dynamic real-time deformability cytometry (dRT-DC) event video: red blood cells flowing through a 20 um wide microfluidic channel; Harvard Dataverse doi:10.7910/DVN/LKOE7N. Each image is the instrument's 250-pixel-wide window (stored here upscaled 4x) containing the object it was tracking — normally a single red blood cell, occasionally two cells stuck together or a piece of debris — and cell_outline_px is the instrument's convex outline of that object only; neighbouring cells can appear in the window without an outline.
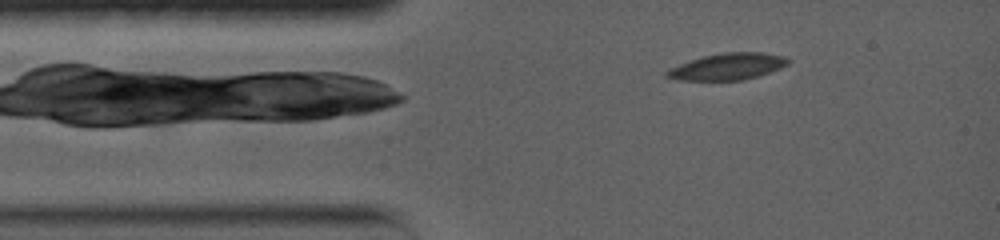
{"species": "common noctule bat (a hibernating species)", "species_latin": "Nyctalus noctula", "temperature_condition": "warm", "stored_images_in_passage": 33, "camera_frame_rate_fps": 5000, "um_per_image_px": 0.085, "animal": {"sex": "female", "body_mass_g": 19.0, "forearm_length_mm": 56.7}, "frame": {"image": 1, "passage_image": 3, "time_ms": 1.0, "image_size_px": [1000, 240], "cell_outline_px": [[788, 64], [780, 68], [760, 76], [744, 80], [676, 80], [664, 76], [664, 72], [668, 68], [704, 56], [724, 52], [764, 52], [784, 56], [788, 60]], "centroid_in_image_um": [61.83, 5.66], "position_along_channel_um": 23.2, "area_um2": 18.84}}
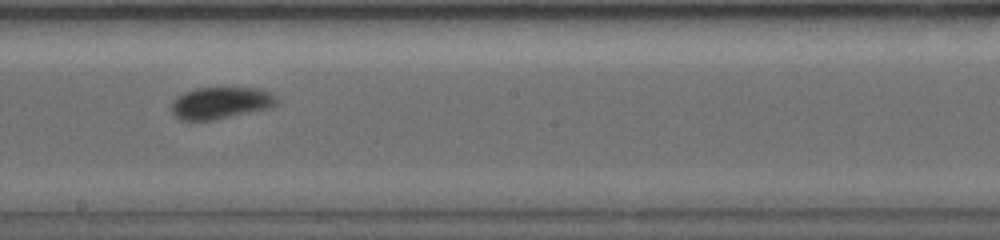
{"frame": {"image": 2, "passage_image": 17, "time_ms": 7.4, "image_size_px": [1000, 240], "cell_outline_px": [[280, 100], [276, 104], [268, 108], [212, 120], [180, 120], [172, 116], [172, 100], [184, 92], [196, 88], [256, 88], [268, 92], [276, 96]], "centroid_in_image_um": [18.72, 8.75], "position_along_channel_um": 229.5, "area_um2": 19.42}}
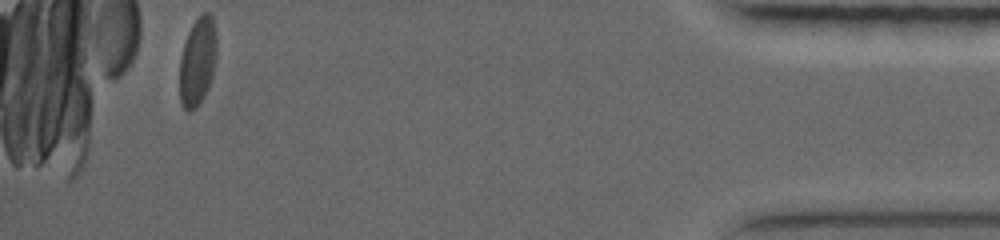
{"frame": {"image": 3, "passage_image": 33, "time_ms": 14.8, "image_size_px": [1000, 240], "cell_outline_px": [[216, 60], [208, 84], [196, 108], [188, 112], [180, 104], [180, 56], [188, 32], [192, 24], [204, 12], [208, 12], [212, 16], [216, 28]], "centroid_in_image_um": [16.78, 5.18], "position_along_channel_um": 418.4, "area_um2": 18.79}, "authors_computed_cell_mechanics": {"area_um2": 19.3052, "velocity_mm_per_s": 3.6695, "shape_relaxation_time_tau1_ms": 2.8847, "shape_relaxation_time_tau2_ms": 1.3402, "deformation_change_tau1": 0.0935, "deformation_change_tau2": 0.0417}}